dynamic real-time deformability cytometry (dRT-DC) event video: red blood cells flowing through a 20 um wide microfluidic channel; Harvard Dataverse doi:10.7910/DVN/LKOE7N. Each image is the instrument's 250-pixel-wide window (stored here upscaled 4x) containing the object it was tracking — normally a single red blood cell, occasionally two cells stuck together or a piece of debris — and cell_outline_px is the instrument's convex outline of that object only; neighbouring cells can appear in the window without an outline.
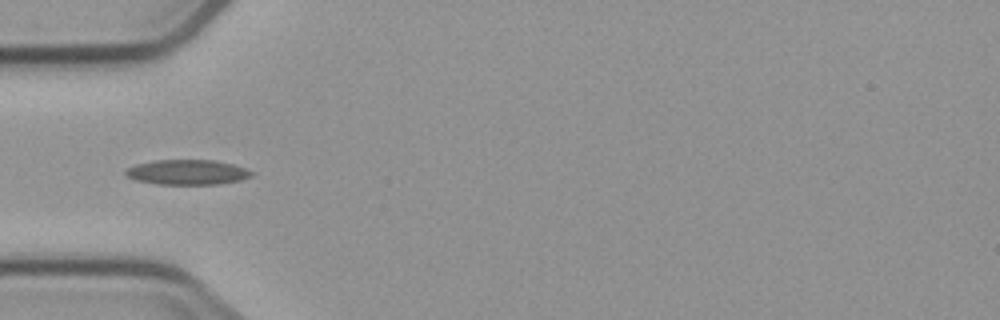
{"species": "common noctule bat (a hibernating species)", "species_latin": "Nyctalus noctula", "temperature_condition": "cold", "stored_images_in_passage": 3, "camera_frame_rate_fps": 3000, "um_per_image_px": 0.085, "animal": {"sex": "male", "body_mass_g": 23.1, "forearm_length_mm": 52.7}, "frame": {"image": 1, "passage_image": 1, "time_ms": 0.0, "image_size_px": [1000, 320], "cell_outline_px": [[252, 176], [240, 180], [220, 184], [156, 184], [136, 180], [124, 176], [124, 168], [136, 164], [156, 160], [216, 160], [232, 164], [244, 168], [252, 172]], "centroid_in_image_um": [15.86, 14.64], "position_along_channel_um": 69.1, "area_um2": 18.44}}
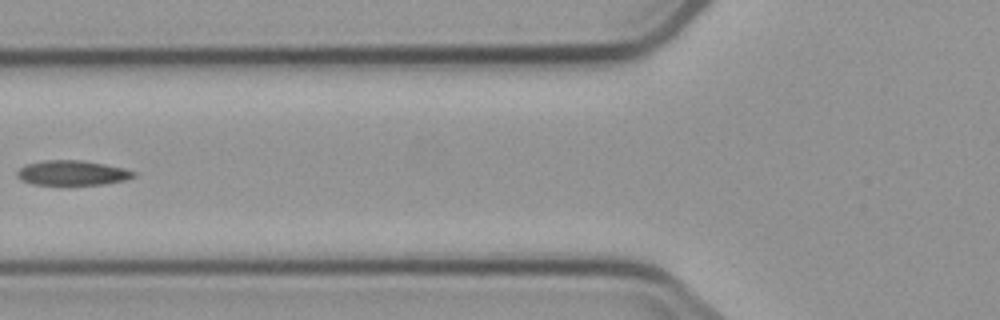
{"frame": {"image": 2, "passage_image": 2, "time_ms": 1.333, "image_size_px": [1000, 320], "cell_outline_px": [[136, 176], [124, 180], [104, 184], [32, 184], [20, 180], [16, 176], [16, 172], [24, 164], [44, 160], [80, 160], [104, 164], [136, 172]], "centroid_in_image_um": [6.08, 14.69], "position_along_channel_um": 119.7, "area_um2": 16.7}}
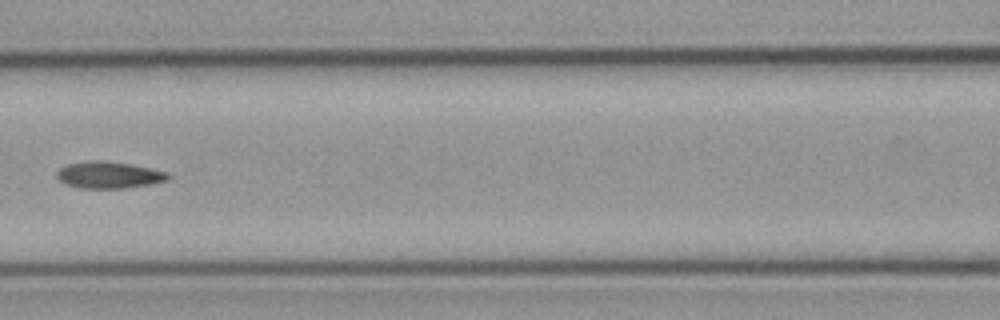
{"frame": {"image": 3, "passage_image": 3, "time_ms": 2.333, "image_size_px": [1000, 320], "cell_outline_px": [[172, 176], [168, 180], [148, 184], [124, 188], [80, 188], [64, 184], [56, 176], [56, 172], [60, 168], [68, 164], [128, 164], [168, 172]], "centroid_in_image_um": [9.29, 14.94], "position_along_channel_um": 157.3, "area_um2": 16.18}}